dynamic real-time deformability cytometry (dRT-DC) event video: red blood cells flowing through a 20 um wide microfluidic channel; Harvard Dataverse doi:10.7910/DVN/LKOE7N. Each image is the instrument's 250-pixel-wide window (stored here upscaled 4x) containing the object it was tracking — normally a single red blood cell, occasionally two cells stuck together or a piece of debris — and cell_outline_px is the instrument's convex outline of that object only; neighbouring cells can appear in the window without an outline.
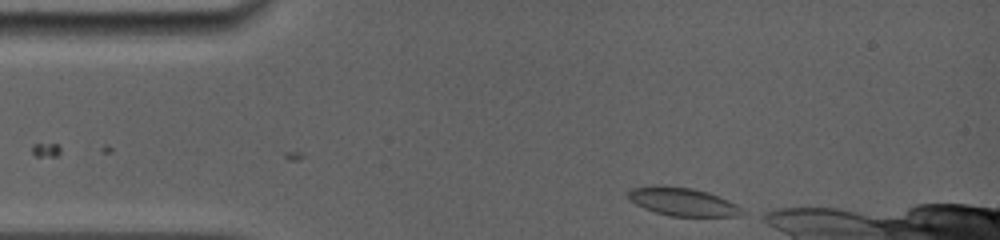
{"species": "common noctule bat (a hibernating species)", "species_latin": "Nyctalus noctula", "temperature_condition": "room temperature", "stored_images_in_passage": 3, "camera_frame_rate_fps": 5000, "um_per_image_px": 0.085, "animal": {"sex": "female", "body_mass_g": 19.0, "forearm_length_mm": 56.7}, "frame": {"image": 1, "passage_image": 3, "time_ms": 1.0, "image_size_px": [1000, 240], "cell_outline_px": [[748, 212], [740, 216], [672, 216], [656, 212], [644, 208], [628, 200], [628, 192], [632, 188], [652, 184], [660, 184], [692, 188], [708, 192], [728, 200]], "centroid_in_image_um": [58.01, 17.13], "position_along_channel_um": 27.0, "area_um2": 18.96}}